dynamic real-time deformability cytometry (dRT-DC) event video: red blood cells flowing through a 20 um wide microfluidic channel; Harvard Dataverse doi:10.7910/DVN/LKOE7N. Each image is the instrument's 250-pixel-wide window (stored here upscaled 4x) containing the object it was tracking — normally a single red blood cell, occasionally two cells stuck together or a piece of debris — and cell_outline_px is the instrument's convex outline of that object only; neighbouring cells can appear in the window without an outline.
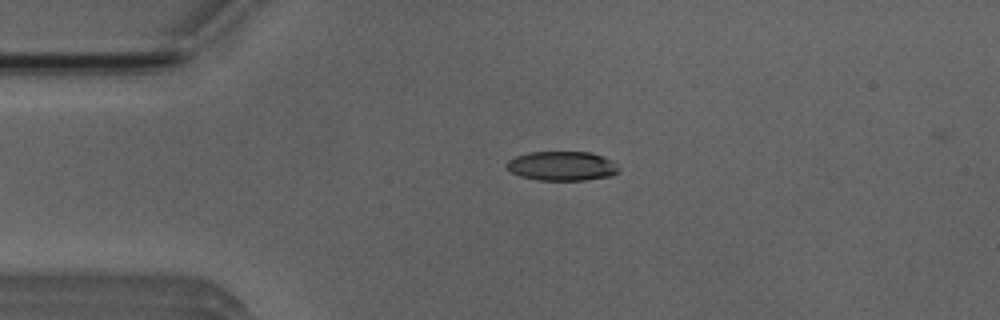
{"species": "Egyptian fruit bat (a non-hibernating species)", "species_latin": "Rousettus aegyptiacus", "temperature_condition": "room temperature", "stored_images_in_passage": 6, "camera_frame_rate_fps": 3000, "um_per_image_px": 0.085, "animal": {"sex": "male"}, "frame": {"image": 1, "passage_image": 4, "time_ms": 3.333, "image_size_px": [1000, 320], "cell_outline_px": [[620, 172], [612, 176], [584, 180], [536, 180], [520, 176], [512, 172], [504, 164], [508, 160], [516, 156], [528, 152], [592, 152], [612, 160], [620, 168]], "centroid_in_image_um": [47.79, 14.11], "position_along_channel_um": 37.2, "area_um2": 19.36}}